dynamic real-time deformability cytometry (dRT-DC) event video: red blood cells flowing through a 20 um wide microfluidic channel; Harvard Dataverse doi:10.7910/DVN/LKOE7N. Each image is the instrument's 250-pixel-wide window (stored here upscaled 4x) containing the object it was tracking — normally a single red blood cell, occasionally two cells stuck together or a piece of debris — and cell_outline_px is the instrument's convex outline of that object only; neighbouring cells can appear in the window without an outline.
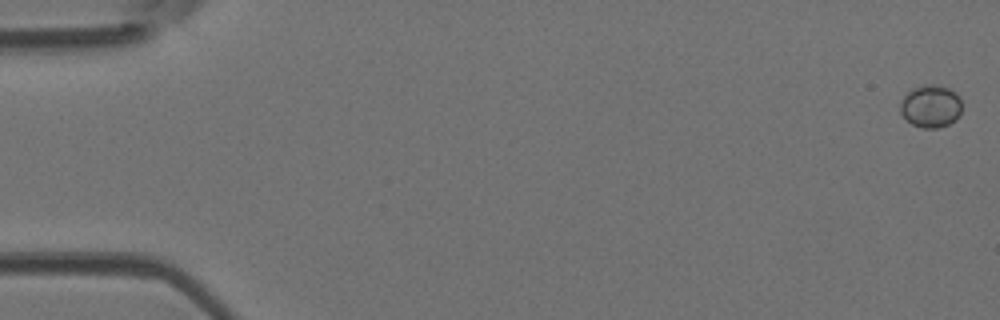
{"species": "Egyptian fruit bat (a non-hibernating species)", "species_latin": "Rousettus aegyptiacus", "temperature_condition": "room temperature", "stored_images_in_passage": 5, "camera_frame_rate_fps": 3000, "um_per_image_px": 0.085, "animal": {"sex": "female"}, "frame": {"image": 1, "passage_image": 1, "time_ms": 0.0, "image_size_px": [1000, 320], "cell_outline_px": [[960, 116], [956, 120], [940, 128], [924, 128], [912, 124], [900, 112], [900, 104], [904, 96], [908, 92], [924, 84], [936, 84], [948, 88], [956, 92], [960, 96]], "centroid_in_image_um": [79.14, 9.03], "position_along_channel_um": 5.9, "area_um2": 15.26}}
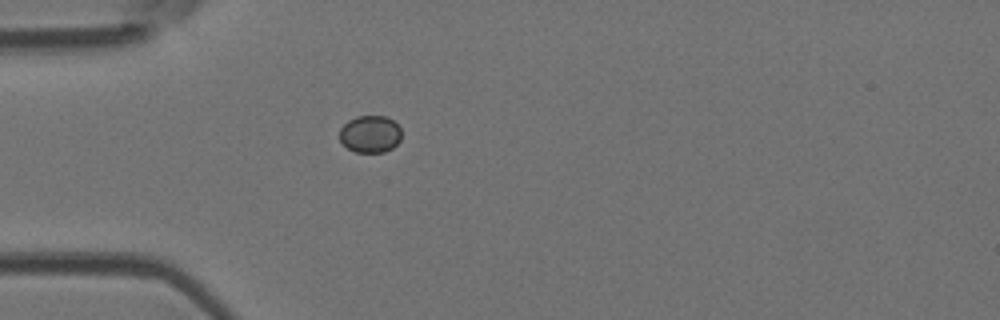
{"frame": {"image": 2, "passage_image": 5, "time_ms": 1.333, "image_size_px": [1000, 320], "cell_outline_px": [[400, 140], [392, 148], [384, 152], [356, 152], [348, 148], [340, 140], [340, 128], [348, 120], [356, 116], [384, 116], [392, 120], [400, 128]], "centroid_in_image_um": [31.45, 11.39], "position_along_channel_um": 53.5, "area_um2": 13.29}}